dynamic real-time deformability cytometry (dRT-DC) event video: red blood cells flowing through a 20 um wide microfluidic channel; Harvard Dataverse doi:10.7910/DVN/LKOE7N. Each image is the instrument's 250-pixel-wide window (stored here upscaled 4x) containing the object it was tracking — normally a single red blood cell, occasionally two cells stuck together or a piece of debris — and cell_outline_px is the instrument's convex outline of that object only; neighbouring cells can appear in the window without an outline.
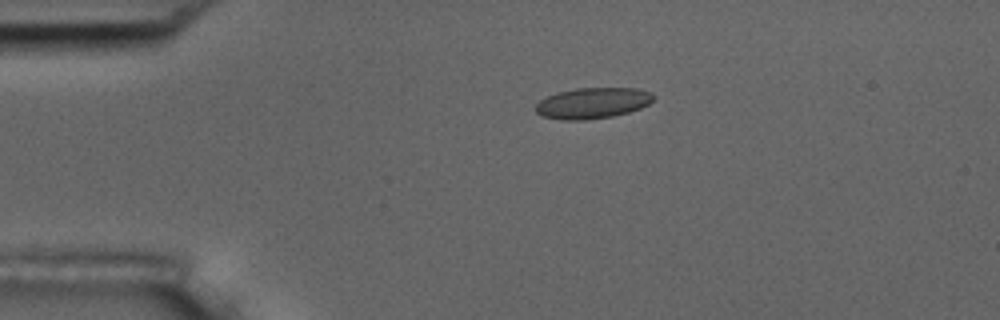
{"species": "common noctule bat (a hibernating species)", "species_latin": "Nyctalus noctula", "temperature_condition": "room temperature", "stored_images_in_passage": 3, "camera_frame_rate_fps": 3000, "um_per_image_px": 0.085, "animal": {"sex": "male", "body_mass_g": 17.5, "forearm_length_mm": 52.3}, "frame": {"image": 1, "passage_image": 1, "time_ms": 0.0, "image_size_px": [1000, 320], "cell_outline_px": [[656, 96], [648, 104], [640, 108], [628, 112], [612, 116], [584, 120], [560, 120], [540, 116], [536, 112], [536, 104], [540, 100], [556, 92], [576, 88], [636, 88], [652, 92]], "centroid_in_image_um": [50.36, 8.76], "position_along_channel_um": 34.6, "area_um2": 21.33}}